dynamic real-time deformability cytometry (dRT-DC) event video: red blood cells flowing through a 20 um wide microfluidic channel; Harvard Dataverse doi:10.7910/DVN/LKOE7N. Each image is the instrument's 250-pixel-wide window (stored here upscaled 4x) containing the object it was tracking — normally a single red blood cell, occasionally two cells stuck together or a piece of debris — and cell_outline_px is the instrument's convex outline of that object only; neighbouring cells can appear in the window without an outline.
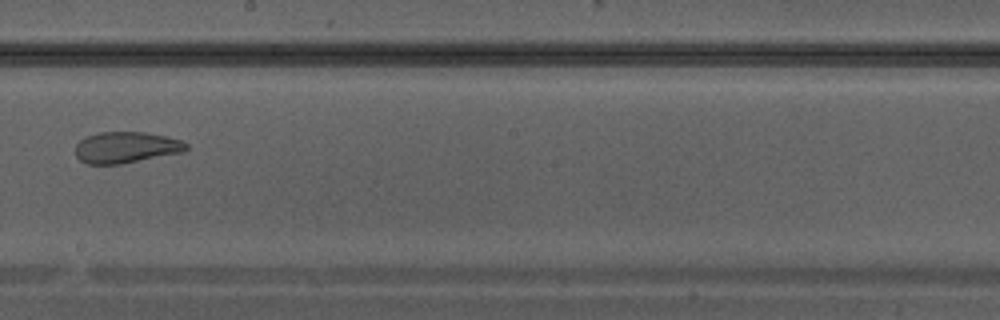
{"species": "Egyptian fruit bat (a non-hibernating species)", "species_latin": "Rousettus aegyptiacus", "temperature_condition": "warm", "stored_images_in_passage": 37, "camera_frame_rate_fps": 3000, "um_per_image_px": 0.085, "animal": {"sex": "male"}, "frame": {"image": 1, "passage_image": 22, "time_ms": 7.0, "image_size_px": [1000, 320], "cell_outline_px": [[188, 148], [184, 152], [120, 164], [88, 164], [80, 160], [76, 156], [76, 144], [84, 136], [96, 132], [144, 132], [164, 136], [180, 140], [188, 144]], "centroid_in_image_um": [10.69, 12.52], "position_along_channel_um": 237.5, "area_um2": 20.23}}